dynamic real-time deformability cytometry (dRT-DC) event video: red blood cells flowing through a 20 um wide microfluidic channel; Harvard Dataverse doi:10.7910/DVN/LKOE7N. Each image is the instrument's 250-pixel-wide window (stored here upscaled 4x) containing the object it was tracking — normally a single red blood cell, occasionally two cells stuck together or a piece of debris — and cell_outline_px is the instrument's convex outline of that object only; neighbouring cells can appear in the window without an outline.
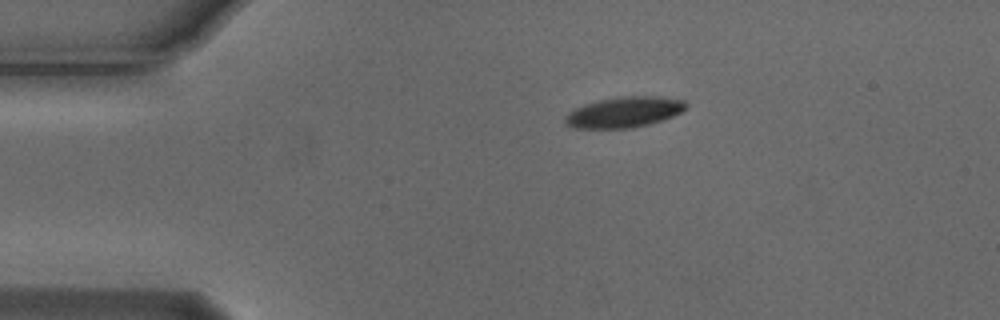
{"species": "Egyptian fruit bat (a non-hibernating species)", "species_latin": "Rousettus aegyptiacus", "temperature_condition": "cold", "stored_images_in_passage": 3, "camera_frame_rate_fps": 3000, "um_per_image_px": 0.085, "animal": {"sex": "male"}, "frame": {"image": 1, "passage_image": 1, "time_ms": 0.0, "image_size_px": [1000, 320], "cell_outline_px": [[688, 108], [672, 116], [648, 124], [632, 128], [572, 128], [564, 124], [564, 116], [568, 112], [584, 104], [596, 100], [616, 96], [660, 96], [684, 100], [688, 104]], "centroid_in_image_um": [53.02, 9.52], "position_along_channel_um": 32.0, "area_um2": 21.85}}
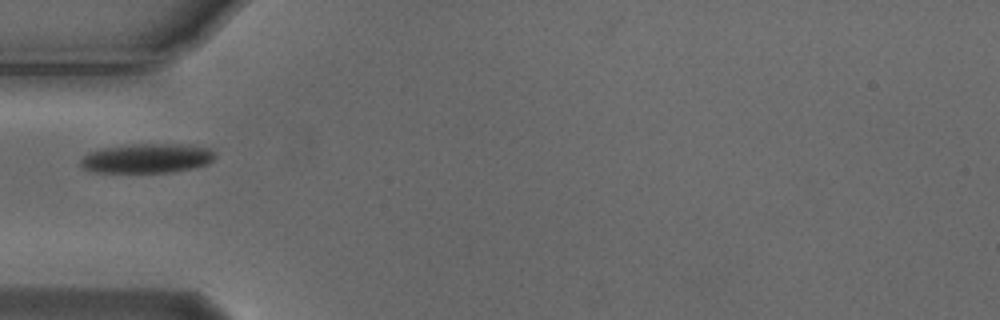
{"frame": {"image": 2, "passage_image": 3, "time_ms": 0.667, "image_size_px": [1000, 320], "cell_outline_px": [[216, 156], [208, 164], [196, 168], [172, 172], [92, 172], [80, 168], [80, 160], [88, 152], [100, 148], [136, 144], [192, 144], [208, 148], [216, 152]], "centroid_in_image_um": [12.51, 13.45], "position_along_channel_um": 72.5, "area_um2": 23.47}}